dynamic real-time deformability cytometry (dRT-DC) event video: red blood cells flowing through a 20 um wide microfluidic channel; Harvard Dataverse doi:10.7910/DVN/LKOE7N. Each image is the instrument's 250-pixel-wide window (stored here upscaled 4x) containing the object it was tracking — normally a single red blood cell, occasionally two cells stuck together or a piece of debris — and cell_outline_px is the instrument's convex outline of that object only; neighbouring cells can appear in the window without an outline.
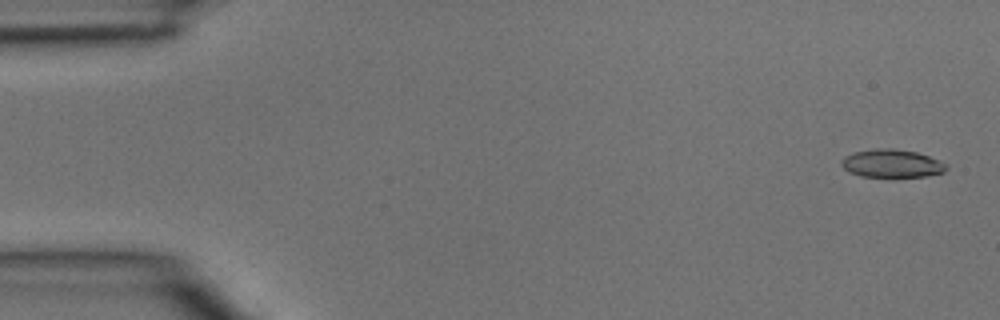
{"species": "common noctule bat (a hibernating species)", "species_latin": "Nyctalus noctula", "temperature_condition": "room temperature", "stored_images_in_passage": 3, "camera_frame_rate_fps": 3000, "um_per_image_px": 0.085, "animal": {"sex": "male", "body_mass_g": 15.6}, "frame": {"image": 1, "passage_image": 1, "time_ms": 0.0, "image_size_px": [1000, 320], "cell_outline_px": [[948, 168], [944, 172], [924, 176], [860, 176], [844, 168], [840, 164], [840, 160], [844, 156], [852, 152], [876, 148], [892, 148], [916, 152], [940, 160], [948, 164]], "centroid_in_image_um": [75.8, 13.87], "position_along_channel_um": 9.2, "area_um2": 17.11}}